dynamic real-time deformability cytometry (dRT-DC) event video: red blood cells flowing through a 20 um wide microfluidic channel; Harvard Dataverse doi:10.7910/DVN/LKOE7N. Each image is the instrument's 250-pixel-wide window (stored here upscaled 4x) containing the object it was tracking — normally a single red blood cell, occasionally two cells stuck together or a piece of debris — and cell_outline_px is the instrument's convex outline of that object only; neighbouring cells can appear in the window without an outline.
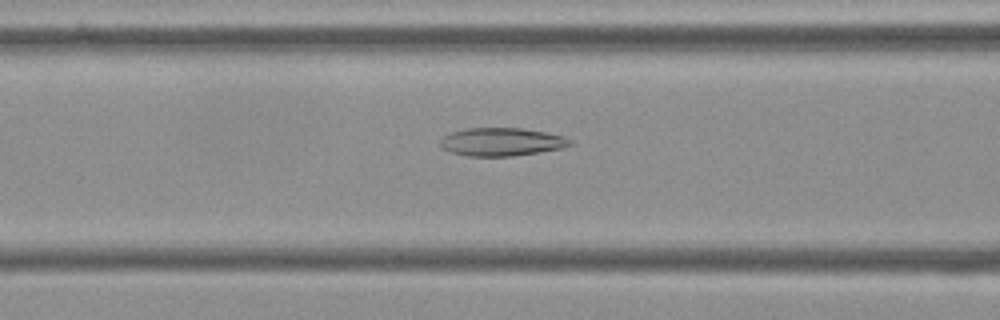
{"species": "Egyptian fruit bat (a non-hibernating species)", "species_latin": "Rousettus aegyptiacus", "temperature_condition": "cold", "stored_images_in_passage": 55, "camera_frame_rate_fps": 3000, "um_per_image_px": 0.085, "frame": {"image": 1, "passage_image": 22, "time_ms": 7.0, "image_size_px": [1000, 320], "cell_outline_px": [[572, 144], [564, 148], [512, 156], [468, 156], [452, 152], [444, 148], [440, 144], [440, 140], [444, 136], [452, 132], [464, 128], [520, 128], [544, 132], [564, 136], [572, 140]], "centroid_in_image_um": [42.65, 12.05], "position_along_channel_um": 123.9, "area_um2": 21.15}}
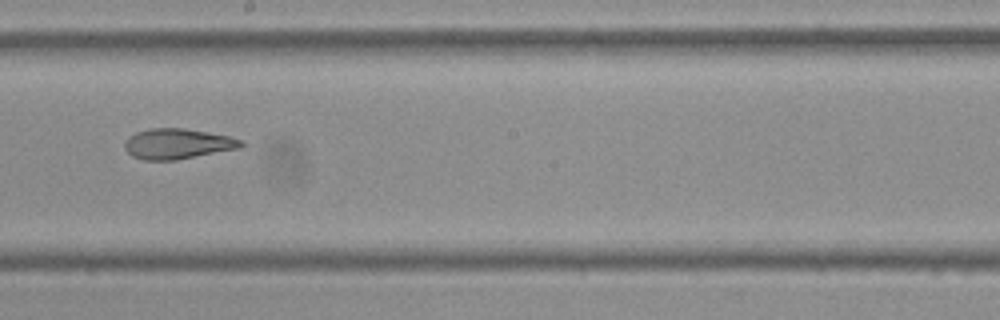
{"frame": {"image": 2, "passage_image": 31, "time_ms": 10.0, "image_size_px": [1000, 320], "cell_outline_px": [[244, 144], [240, 148], [176, 160], [144, 160], [132, 156], [124, 148], [124, 140], [128, 136], [136, 132], [148, 128], [184, 128], [208, 132], [228, 136], [244, 140]], "centroid_in_image_um": [15.07, 12.22], "position_along_channel_um": 233.1, "area_um2": 20.75}}
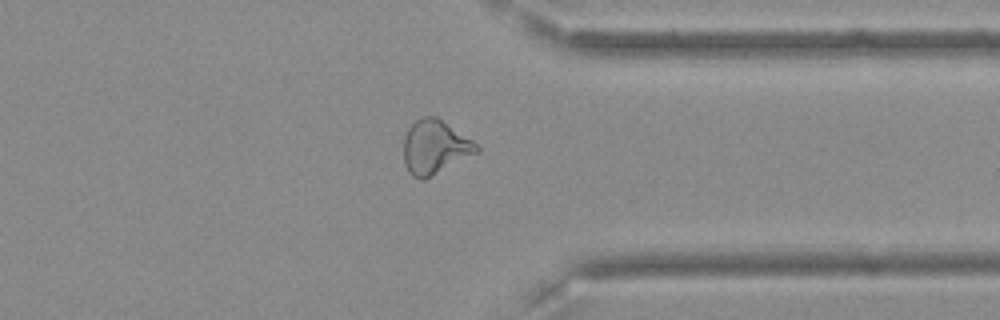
{"frame": {"image": 3, "passage_image": 43, "time_ms": 14.0, "image_size_px": [1000, 320], "cell_outline_px": [[480, 152], [424, 180], [420, 180], [412, 176], [408, 172], [404, 164], [404, 136], [408, 128], [416, 120], [424, 116], [436, 116], [472, 140], [480, 148]], "centroid_in_image_um": [36.96, 12.53], "position_along_channel_um": 374.4, "area_um2": 23.06}, "authors_computed_cell_mechanics": {"area_um2": 23.0622, "velocity_mm_per_s": 3.6347, "shape_relaxation_time_tau1_ms": null, "shape_relaxation_time_tau2_ms": 2.602, "deformation_change_tau1": null, "deformation_change_tau2": 0.0997}}